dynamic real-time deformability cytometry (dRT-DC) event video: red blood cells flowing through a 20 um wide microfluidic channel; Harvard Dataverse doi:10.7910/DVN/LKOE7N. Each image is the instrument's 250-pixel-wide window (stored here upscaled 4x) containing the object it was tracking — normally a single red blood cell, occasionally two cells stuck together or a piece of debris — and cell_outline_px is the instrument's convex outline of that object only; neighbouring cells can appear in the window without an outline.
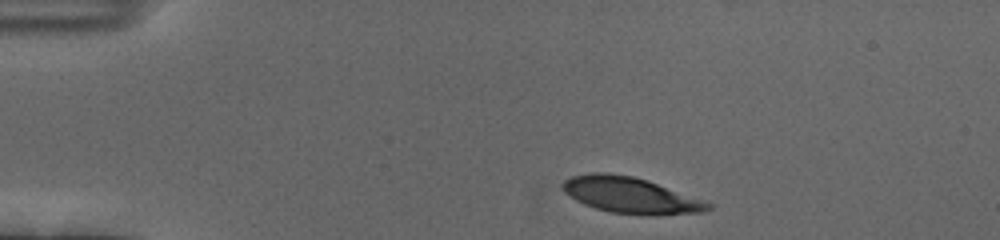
{"species": "human", "species_latin": "Homo sapiens", "temperature_condition": "cold", "stored_images_in_passage": 39, "camera_frame_rate_fps": 3000, "um_per_image_px": 0.085, "donor": {"sex": "female"}, "frame": {"image": 1, "passage_image": 1, "time_ms": 0.0, "image_size_px": [1000, 240], "cell_outline_px": [[712, 208], [704, 212], [612, 212], [596, 208], [584, 204], [576, 200], [564, 192], [564, 180], [572, 176], [592, 172], [604, 172], [632, 176], [648, 180], [712, 204]], "centroid_in_image_um": [53.5, 16.53], "position_along_channel_um": 31.5, "area_um2": 28.96}}
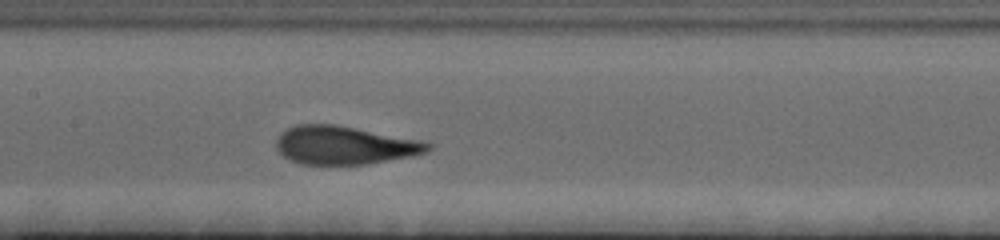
{"frame": {"image": 2, "passage_image": 18, "time_ms": 5.667, "image_size_px": [1000, 240], "cell_outline_px": [[432, 148], [424, 152], [408, 156], [368, 164], [300, 164], [284, 156], [276, 148], [276, 140], [280, 132], [296, 124], [336, 124], [424, 140], [432, 144]], "centroid_in_image_um": [29.28, 12.32], "position_along_channel_um": 178.1, "area_um2": 33.87}}
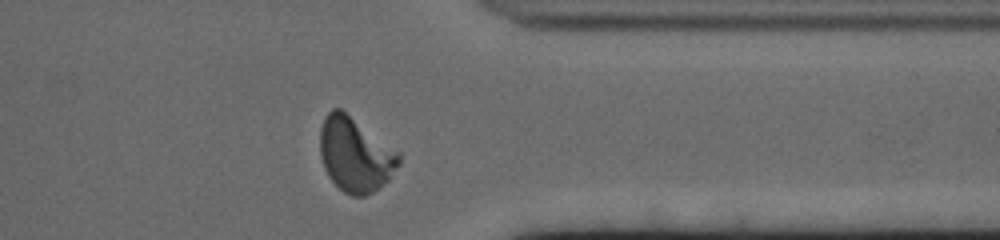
{"frame": {"image": 3, "passage_image": 35, "time_ms": 11.333, "image_size_px": [1000, 240], "cell_outline_px": [[400, 164], [388, 180], [372, 192], [364, 196], [352, 196], [344, 192], [328, 176], [324, 168], [320, 156], [320, 128], [324, 116], [332, 108], [340, 108], [400, 152]], "centroid_in_image_um": [30.18, 13.13], "position_along_channel_um": 381.2, "area_um2": 34.16}, "authors_computed_cell_mechanics": {"area_um2": 33.6974, "velocity_mm_per_s": 3.68, "shape_relaxation_time_tau1_ms": 3.4638, "shape_relaxation_time_tau2_ms": 0.7451, "deformation_change_tau1": 0.178, "deformation_change_tau2": 0.0695}}